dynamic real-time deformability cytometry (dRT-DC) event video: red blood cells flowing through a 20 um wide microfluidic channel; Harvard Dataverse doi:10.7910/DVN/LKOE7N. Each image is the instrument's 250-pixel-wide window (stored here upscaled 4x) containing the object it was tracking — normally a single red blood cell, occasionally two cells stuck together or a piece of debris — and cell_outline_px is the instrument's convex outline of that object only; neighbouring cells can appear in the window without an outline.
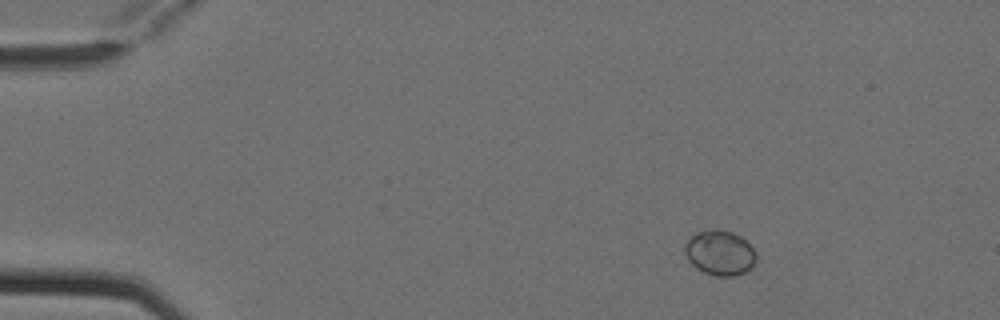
{"species": "Egyptian fruit bat (a non-hibernating species)", "species_latin": "Rousettus aegyptiacus", "temperature_condition": "cold", "stored_images_in_passage": 3, "camera_frame_rate_fps": 3000, "um_per_image_px": 0.085, "animal": {"sex": "female"}, "frame": {"image": 1, "passage_image": 1, "time_ms": 0.0, "image_size_px": [1000, 320], "cell_outline_px": [[756, 260], [752, 268], [744, 272], [732, 276], [716, 276], [704, 272], [696, 268], [688, 260], [684, 252], [684, 244], [696, 232], [712, 228], [716, 228], [732, 232], [740, 236], [756, 252]], "centroid_in_image_um": [61.17, 21.48], "position_along_channel_um": 23.8, "area_um2": 18.79}}